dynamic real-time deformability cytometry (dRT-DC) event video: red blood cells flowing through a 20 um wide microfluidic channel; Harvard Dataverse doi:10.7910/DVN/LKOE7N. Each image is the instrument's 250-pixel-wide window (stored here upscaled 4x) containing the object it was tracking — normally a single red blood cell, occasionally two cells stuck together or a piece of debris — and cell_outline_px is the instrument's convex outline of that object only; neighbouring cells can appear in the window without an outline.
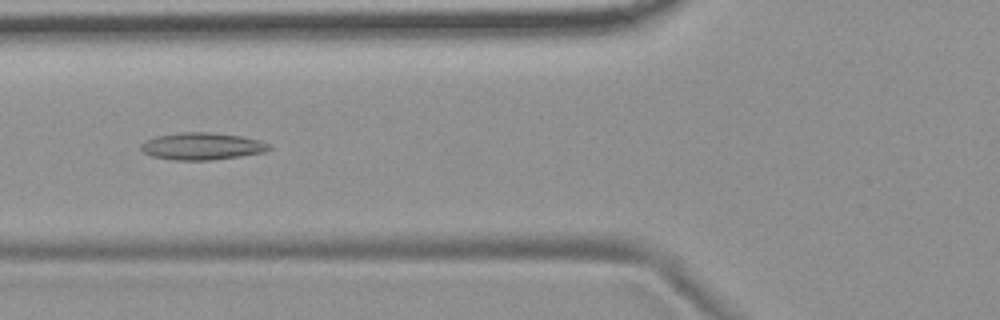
{"species": "common noctule bat (a hibernating species)", "species_latin": "Nyctalus noctula", "temperature_condition": "room temperature", "stored_images_in_passage": 55, "camera_frame_rate_fps": 3000, "um_per_image_px": 0.085, "animal": {"sex": "female", "body_mass_g": 19.9}, "frame": {"image": 1, "passage_image": 21, "time_ms": 6.667, "image_size_px": [1000, 320], "cell_outline_px": [[272, 148], [264, 152], [240, 156], [212, 160], [172, 160], [152, 156], [144, 152], [140, 148], [140, 144], [144, 140], [156, 136], [180, 132], [212, 132], [240, 136], [260, 140], [272, 144]], "centroid_in_image_um": [17.17, 12.42], "position_along_channel_um": 108.6, "area_um2": 20.46}}
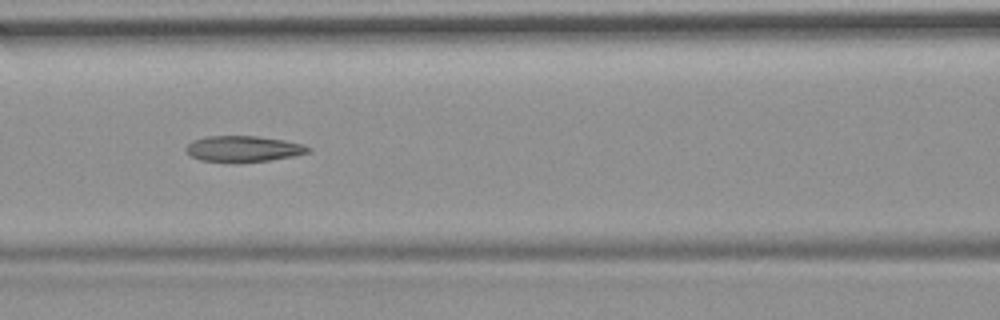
{"frame": {"image": 2, "passage_image": 24, "time_ms": 7.667, "image_size_px": [1000, 320], "cell_outline_px": [[312, 148], [308, 152], [296, 156], [272, 160], [240, 164], [232, 164], [200, 160], [192, 156], [184, 148], [192, 140], [208, 136], [256, 136], [284, 140], [300, 144]], "centroid_in_image_um": [20.66, 12.68], "position_along_channel_um": 145.9, "area_um2": 18.96}}
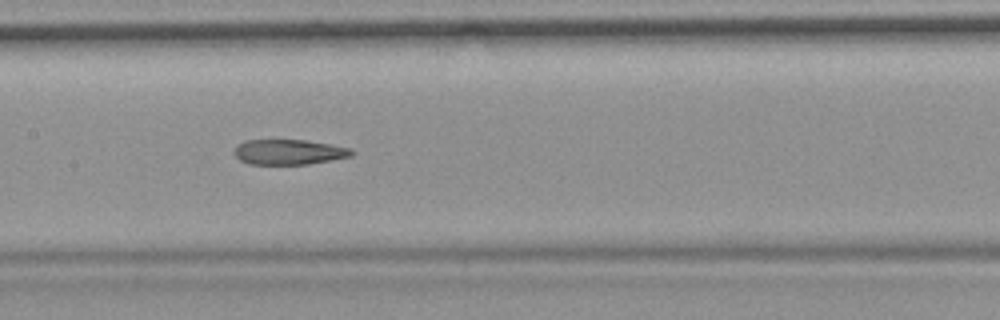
{"frame": {"image": 3, "passage_image": 27, "time_ms": 8.667, "image_size_px": [1000, 320], "cell_outline_px": [[356, 152], [352, 156], [332, 160], [308, 164], [248, 164], [240, 160], [232, 152], [236, 144], [244, 140], [304, 140], [352, 148]], "centroid_in_image_um": [24.54, 12.92], "position_along_channel_um": 182.9, "area_um2": 17.4}, "authors_computed_cell_mechanics": {"area_um2": 19.7098, "velocity_mm_per_s": 3.7111, "shape_relaxation_time_tau1_ms": null, "shape_relaxation_time_tau2_ms": 3.563, "deformation_change_tau1": null, "deformation_change_tau2": 0.1323}}